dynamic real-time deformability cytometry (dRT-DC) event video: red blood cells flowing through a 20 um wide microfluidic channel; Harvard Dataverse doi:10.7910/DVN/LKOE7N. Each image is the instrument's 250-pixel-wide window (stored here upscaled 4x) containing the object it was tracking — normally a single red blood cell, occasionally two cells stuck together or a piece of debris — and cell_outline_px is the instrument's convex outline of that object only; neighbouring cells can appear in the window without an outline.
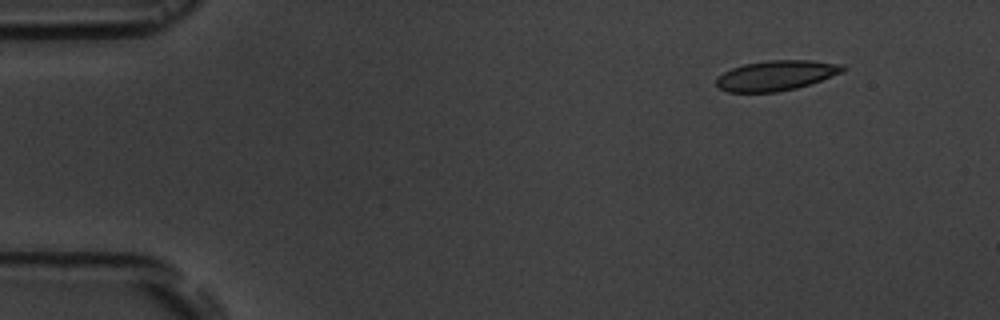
{"species": "common noctule bat (a hibernating species)", "species_latin": "Nyctalus noctula", "temperature_condition": "room temperature", "stored_images_in_passage": 4, "camera_frame_rate_fps": 3000, "um_per_image_px": 0.085, "animal": {"sex": "male", "body_mass_g": 19.5, "forearm_length_mm": 54.6}, "frame": {"image": 1, "passage_image": 1, "time_ms": 0.0, "image_size_px": [1000, 320], "cell_outline_px": [[848, 68], [844, 72], [796, 88], [776, 92], [728, 92], [720, 88], [716, 84], [716, 76], [732, 68], [744, 64], [768, 60], [812, 60], [844, 64]], "centroid_in_image_um": [65.99, 6.4], "position_along_channel_um": 19.0, "area_um2": 22.25}}